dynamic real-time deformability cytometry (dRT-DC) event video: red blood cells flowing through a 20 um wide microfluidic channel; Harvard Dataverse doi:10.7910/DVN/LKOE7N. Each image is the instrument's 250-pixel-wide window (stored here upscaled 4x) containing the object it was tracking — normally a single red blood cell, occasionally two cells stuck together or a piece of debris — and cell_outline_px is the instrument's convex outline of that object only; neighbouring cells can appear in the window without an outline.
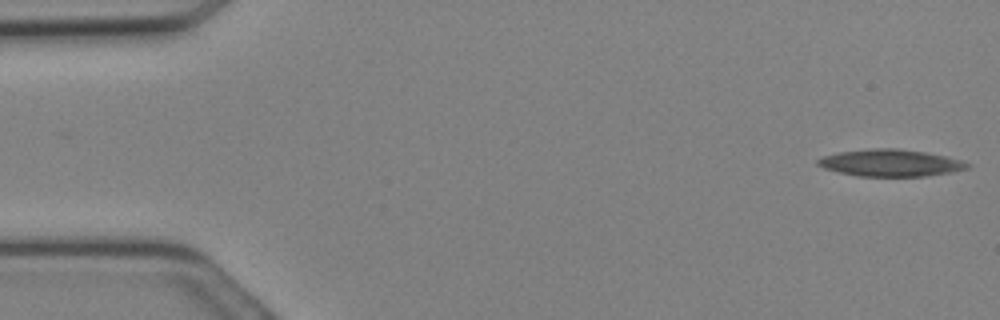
{"species": "Egyptian fruit bat (a non-hibernating species)", "species_latin": "Rousettus aegyptiacus", "temperature_condition": "cold", "stored_images_in_passage": 20, "camera_frame_rate_fps": 3000, "um_per_image_px": 0.085, "animal": {"sex": "female"}, "frame": {"image": 1, "passage_image": 1, "time_ms": 0.0, "image_size_px": [1000, 320], "cell_outline_px": [[968, 168], [948, 172], [924, 176], [860, 176], [840, 172], [824, 168], [816, 164], [816, 160], [824, 156], [840, 152], [876, 148], [900, 148], [924, 152], [944, 156], [960, 160], [968, 164]], "centroid_in_image_um": [75.65, 13.84], "position_along_channel_um": 9.4, "area_um2": 23.0}}
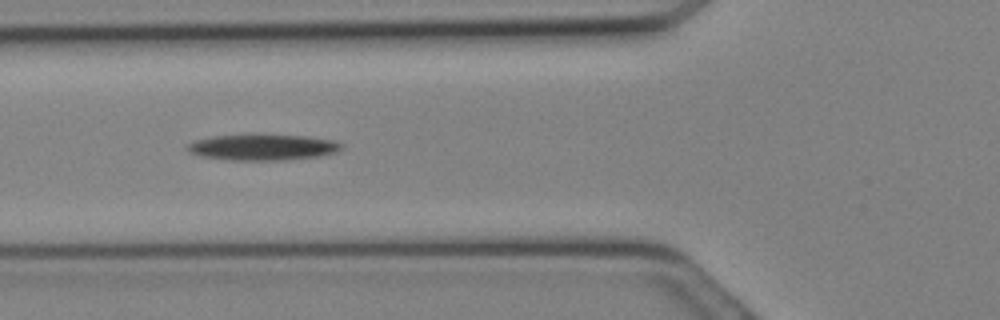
{"frame": {"image": 2, "passage_image": 11, "time_ms": 3.333, "image_size_px": [1000, 320], "cell_outline_px": [[344, 148], [336, 152], [316, 156], [284, 160], [228, 160], [200, 156], [188, 152], [184, 148], [188, 144], [196, 140], [212, 136], [308, 136], [332, 140], [344, 144]], "centroid_in_image_um": [22.31, 12.54], "position_along_channel_um": 103.5, "area_um2": 22.89}}
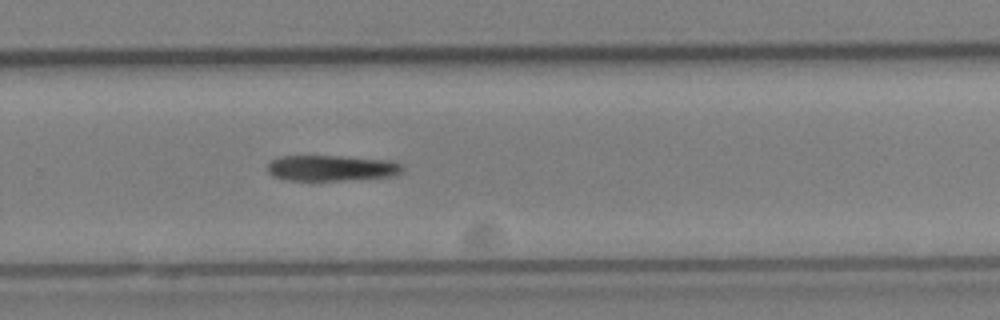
{"frame": {"image": 3, "passage_image": 20, "time_ms": 6.333, "image_size_px": [1000, 320], "cell_outline_px": [[404, 172], [396, 176], [340, 180], [288, 180], [272, 176], [268, 172], [268, 164], [272, 160], [280, 156], [340, 156], [392, 160], [404, 164]], "centroid_in_image_um": [28.25, 14.28], "position_along_channel_um": 301.5, "area_um2": 20.46}}